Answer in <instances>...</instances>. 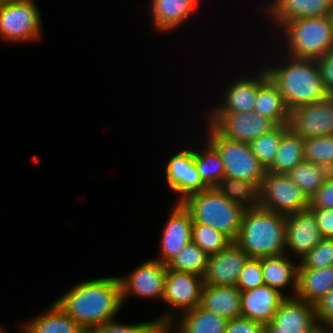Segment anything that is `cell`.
I'll return each instance as SVG.
<instances>
[{
	"instance_id": "24",
	"label": "cell",
	"mask_w": 333,
	"mask_h": 333,
	"mask_svg": "<svg viewBox=\"0 0 333 333\" xmlns=\"http://www.w3.org/2000/svg\"><path fill=\"white\" fill-rule=\"evenodd\" d=\"M26 333H87L56 302L50 310L25 324Z\"/></svg>"
},
{
	"instance_id": "36",
	"label": "cell",
	"mask_w": 333,
	"mask_h": 333,
	"mask_svg": "<svg viewBox=\"0 0 333 333\" xmlns=\"http://www.w3.org/2000/svg\"><path fill=\"white\" fill-rule=\"evenodd\" d=\"M192 242L208 255H212L223 250L232 241L213 227L204 224H193Z\"/></svg>"
},
{
	"instance_id": "27",
	"label": "cell",
	"mask_w": 333,
	"mask_h": 333,
	"mask_svg": "<svg viewBox=\"0 0 333 333\" xmlns=\"http://www.w3.org/2000/svg\"><path fill=\"white\" fill-rule=\"evenodd\" d=\"M304 161V139L290 129L282 136L274 163L269 172L288 174Z\"/></svg>"
},
{
	"instance_id": "29",
	"label": "cell",
	"mask_w": 333,
	"mask_h": 333,
	"mask_svg": "<svg viewBox=\"0 0 333 333\" xmlns=\"http://www.w3.org/2000/svg\"><path fill=\"white\" fill-rule=\"evenodd\" d=\"M331 171L323 165L303 161L292 169L288 176L295 182L310 199L322 186Z\"/></svg>"
},
{
	"instance_id": "46",
	"label": "cell",
	"mask_w": 333,
	"mask_h": 333,
	"mask_svg": "<svg viewBox=\"0 0 333 333\" xmlns=\"http://www.w3.org/2000/svg\"><path fill=\"white\" fill-rule=\"evenodd\" d=\"M330 21H331V25H332V37H333V12L330 15Z\"/></svg>"
},
{
	"instance_id": "42",
	"label": "cell",
	"mask_w": 333,
	"mask_h": 333,
	"mask_svg": "<svg viewBox=\"0 0 333 333\" xmlns=\"http://www.w3.org/2000/svg\"><path fill=\"white\" fill-rule=\"evenodd\" d=\"M317 321H322L326 327L333 326V289L330 290L316 305Z\"/></svg>"
},
{
	"instance_id": "21",
	"label": "cell",
	"mask_w": 333,
	"mask_h": 333,
	"mask_svg": "<svg viewBox=\"0 0 333 333\" xmlns=\"http://www.w3.org/2000/svg\"><path fill=\"white\" fill-rule=\"evenodd\" d=\"M333 289V266L324 269L298 268L295 298L316 305Z\"/></svg>"
},
{
	"instance_id": "23",
	"label": "cell",
	"mask_w": 333,
	"mask_h": 333,
	"mask_svg": "<svg viewBox=\"0 0 333 333\" xmlns=\"http://www.w3.org/2000/svg\"><path fill=\"white\" fill-rule=\"evenodd\" d=\"M254 112L269 118L276 125H287L289 122L290 111L278 87L269 77L258 87Z\"/></svg>"
},
{
	"instance_id": "39",
	"label": "cell",
	"mask_w": 333,
	"mask_h": 333,
	"mask_svg": "<svg viewBox=\"0 0 333 333\" xmlns=\"http://www.w3.org/2000/svg\"><path fill=\"white\" fill-rule=\"evenodd\" d=\"M309 209H333V175L330 174L309 199Z\"/></svg>"
},
{
	"instance_id": "32",
	"label": "cell",
	"mask_w": 333,
	"mask_h": 333,
	"mask_svg": "<svg viewBox=\"0 0 333 333\" xmlns=\"http://www.w3.org/2000/svg\"><path fill=\"white\" fill-rule=\"evenodd\" d=\"M209 255L194 242H190L166 264L167 269L190 272L203 276Z\"/></svg>"
},
{
	"instance_id": "37",
	"label": "cell",
	"mask_w": 333,
	"mask_h": 333,
	"mask_svg": "<svg viewBox=\"0 0 333 333\" xmlns=\"http://www.w3.org/2000/svg\"><path fill=\"white\" fill-rule=\"evenodd\" d=\"M300 262L298 268L324 269L333 266V239L323 238Z\"/></svg>"
},
{
	"instance_id": "11",
	"label": "cell",
	"mask_w": 333,
	"mask_h": 333,
	"mask_svg": "<svg viewBox=\"0 0 333 333\" xmlns=\"http://www.w3.org/2000/svg\"><path fill=\"white\" fill-rule=\"evenodd\" d=\"M317 325L316 306L291 296L281 303L265 333H309Z\"/></svg>"
},
{
	"instance_id": "9",
	"label": "cell",
	"mask_w": 333,
	"mask_h": 333,
	"mask_svg": "<svg viewBox=\"0 0 333 333\" xmlns=\"http://www.w3.org/2000/svg\"><path fill=\"white\" fill-rule=\"evenodd\" d=\"M214 115V116H213ZM210 124L225 138L250 143L277 125L254 111L213 112Z\"/></svg>"
},
{
	"instance_id": "22",
	"label": "cell",
	"mask_w": 333,
	"mask_h": 333,
	"mask_svg": "<svg viewBox=\"0 0 333 333\" xmlns=\"http://www.w3.org/2000/svg\"><path fill=\"white\" fill-rule=\"evenodd\" d=\"M268 77L266 70L255 79L236 81L226 92L225 103L214 112H250L254 111L259 85Z\"/></svg>"
},
{
	"instance_id": "33",
	"label": "cell",
	"mask_w": 333,
	"mask_h": 333,
	"mask_svg": "<svg viewBox=\"0 0 333 333\" xmlns=\"http://www.w3.org/2000/svg\"><path fill=\"white\" fill-rule=\"evenodd\" d=\"M288 130V124L277 125L270 132L249 143L253 154L266 170L274 163L280 140Z\"/></svg>"
},
{
	"instance_id": "17",
	"label": "cell",
	"mask_w": 333,
	"mask_h": 333,
	"mask_svg": "<svg viewBox=\"0 0 333 333\" xmlns=\"http://www.w3.org/2000/svg\"><path fill=\"white\" fill-rule=\"evenodd\" d=\"M287 297L267 285L241 291V317L266 326Z\"/></svg>"
},
{
	"instance_id": "1",
	"label": "cell",
	"mask_w": 333,
	"mask_h": 333,
	"mask_svg": "<svg viewBox=\"0 0 333 333\" xmlns=\"http://www.w3.org/2000/svg\"><path fill=\"white\" fill-rule=\"evenodd\" d=\"M56 303L86 332L112 320L123 304L119 278H100L77 285Z\"/></svg>"
},
{
	"instance_id": "12",
	"label": "cell",
	"mask_w": 333,
	"mask_h": 333,
	"mask_svg": "<svg viewBox=\"0 0 333 333\" xmlns=\"http://www.w3.org/2000/svg\"><path fill=\"white\" fill-rule=\"evenodd\" d=\"M250 257L232 241L223 250L209 255L203 274L204 285L236 286L239 274Z\"/></svg>"
},
{
	"instance_id": "18",
	"label": "cell",
	"mask_w": 333,
	"mask_h": 333,
	"mask_svg": "<svg viewBox=\"0 0 333 333\" xmlns=\"http://www.w3.org/2000/svg\"><path fill=\"white\" fill-rule=\"evenodd\" d=\"M163 230L161 263L167 264L173 256L192 241L193 220L190 212L182 205L177 203L169 216Z\"/></svg>"
},
{
	"instance_id": "16",
	"label": "cell",
	"mask_w": 333,
	"mask_h": 333,
	"mask_svg": "<svg viewBox=\"0 0 333 333\" xmlns=\"http://www.w3.org/2000/svg\"><path fill=\"white\" fill-rule=\"evenodd\" d=\"M286 247L303 258L322 239L314 212L307 208L286 215Z\"/></svg>"
},
{
	"instance_id": "19",
	"label": "cell",
	"mask_w": 333,
	"mask_h": 333,
	"mask_svg": "<svg viewBox=\"0 0 333 333\" xmlns=\"http://www.w3.org/2000/svg\"><path fill=\"white\" fill-rule=\"evenodd\" d=\"M201 308L227 320L241 317V290L237 286L204 285Z\"/></svg>"
},
{
	"instance_id": "2",
	"label": "cell",
	"mask_w": 333,
	"mask_h": 333,
	"mask_svg": "<svg viewBox=\"0 0 333 333\" xmlns=\"http://www.w3.org/2000/svg\"><path fill=\"white\" fill-rule=\"evenodd\" d=\"M286 216L261 206L247 208L236 243L250 258L284 254Z\"/></svg>"
},
{
	"instance_id": "30",
	"label": "cell",
	"mask_w": 333,
	"mask_h": 333,
	"mask_svg": "<svg viewBox=\"0 0 333 333\" xmlns=\"http://www.w3.org/2000/svg\"><path fill=\"white\" fill-rule=\"evenodd\" d=\"M215 189L232 203L239 204L246 209L259 205V189L251 182L224 178Z\"/></svg>"
},
{
	"instance_id": "6",
	"label": "cell",
	"mask_w": 333,
	"mask_h": 333,
	"mask_svg": "<svg viewBox=\"0 0 333 333\" xmlns=\"http://www.w3.org/2000/svg\"><path fill=\"white\" fill-rule=\"evenodd\" d=\"M210 126L208 141L222 158L224 178L251 182L259 189L267 170L253 154L249 143L227 139Z\"/></svg>"
},
{
	"instance_id": "4",
	"label": "cell",
	"mask_w": 333,
	"mask_h": 333,
	"mask_svg": "<svg viewBox=\"0 0 333 333\" xmlns=\"http://www.w3.org/2000/svg\"><path fill=\"white\" fill-rule=\"evenodd\" d=\"M182 205L190 212L193 224H204L236 241L246 208L232 203L215 188L189 195Z\"/></svg>"
},
{
	"instance_id": "3",
	"label": "cell",
	"mask_w": 333,
	"mask_h": 333,
	"mask_svg": "<svg viewBox=\"0 0 333 333\" xmlns=\"http://www.w3.org/2000/svg\"><path fill=\"white\" fill-rule=\"evenodd\" d=\"M289 111L321 101L330 94L320 78L316 59L293 58L288 66L267 68Z\"/></svg>"
},
{
	"instance_id": "13",
	"label": "cell",
	"mask_w": 333,
	"mask_h": 333,
	"mask_svg": "<svg viewBox=\"0 0 333 333\" xmlns=\"http://www.w3.org/2000/svg\"><path fill=\"white\" fill-rule=\"evenodd\" d=\"M203 287L201 275L167 269L163 299L174 308L188 311L200 305Z\"/></svg>"
},
{
	"instance_id": "20",
	"label": "cell",
	"mask_w": 333,
	"mask_h": 333,
	"mask_svg": "<svg viewBox=\"0 0 333 333\" xmlns=\"http://www.w3.org/2000/svg\"><path fill=\"white\" fill-rule=\"evenodd\" d=\"M270 7V15L283 25L302 17L330 16L333 12V0H275Z\"/></svg>"
},
{
	"instance_id": "14",
	"label": "cell",
	"mask_w": 333,
	"mask_h": 333,
	"mask_svg": "<svg viewBox=\"0 0 333 333\" xmlns=\"http://www.w3.org/2000/svg\"><path fill=\"white\" fill-rule=\"evenodd\" d=\"M165 173L168 185L181 195L178 203L189 195L208 189L197 171L194 152L190 149L172 156L167 163Z\"/></svg>"
},
{
	"instance_id": "41",
	"label": "cell",
	"mask_w": 333,
	"mask_h": 333,
	"mask_svg": "<svg viewBox=\"0 0 333 333\" xmlns=\"http://www.w3.org/2000/svg\"><path fill=\"white\" fill-rule=\"evenodd\" d=\"M316 63L325 89L333 95V48L323 57L317 58Z\"/></svg>"
},
{
	"instance_id": "8",
	"label": "cell",
	"mask_w": 333,
	"mask_h": 333,
	"mask_svg": "<svg viewBox=\"0 0 333 333\" xmlns=\"http://www.w3.org/2000/svg\"><path fill=\"white\" fill-rule=\"evenodd\" d=\"M41 17L33 0H15L0 5V37L26 41L40 36Z\"/></svg>"
},
{
	"instance_id": "5",
	"label": "cell",
	"mask_w": 333,
	"mask_h": 333,
	"mask_svg": "<svg viewBox=\"0 0 333 333\" xmlns=\"http://www.w3.org/2000/svg\"><path fill=\"white\" fill-rule=\"evenodd\" d=\"M293 58L317 59L333 48L330 16L302 17L282 25Z\"/></svg>"
},
{
	"instance_id": "34",
	"label": "cell",
	"mask_w": 333,
	"mask_h": 333,
	"mask_svg": "<svg viewBox=\"0 0 333 333\" xmlns=\"http://www.w3.org/2000/svg\"><path fill=\"white\" fill-rule=\"evenodd\" d=\"M171 318H173L172 314L166 313L160 319L135 325H121L109 320L87 333H160L164 328L171 330L172 326L170 324H173Z\"/></svg>"
},
{
	"instance_id": "35",
	"label": "cell",
	"mask_w": 333,
	"mask_h": 333,
	"mask_svg": "<svg viewBox=\"0 0 333 333\" xmlns=\"http://www.w3.org/2000/svg\"><path fill=\"white\" fill-rule=\"evenodd\" d=\"M304 160L333 168V135L304 138Z\"/></svg>"
},
{
	"instance_id": "28",
	"label": "cell",
	"mask_w": 333,
	"mask_h": 333,
	"mask_svg": "<svg viewBox=\"0 0 333 333\" xmlns=\"http://www.w3.org/2000/svg\"><path fill=\"white\" fill-rule=\"evenodd\" d=\"M178 333H224L227 319L197 306L184 311Z\"/></svg>"
},
{
	"instance_id": "31",
	"label": "cell",
	"mask_w": 333,
	"mask_h": 333,
	"mask_svg": "<svg viewBox=\"0 0 333 333\" xmlns=\"http://www.w3.org/2000/svg\"><path fill=\"white\" fill-rule=\"evenodd\" d=\"M207 150L203 153L194 152L197 171L208 188H215L224 179V164L216 148L208 142Z\"/></svg>"
},
{
	"instance_id": "43",
	"label": "cell",
	"mask_w": 333,
	"mask_h": 333,
	"mask_svg": "<svg viewBox=\"0 0 333 333\" xmlns=\"http://www.w3.org/2000/svg\"><path fill=\"white\" fill-rule=\"evenodd\" d=\"M323 238L333 239V209H311Z\"/></svg>"
},
{
	"instance_id": "10",
	"label": "cell",
	"mask_w": 333,
	"mask_h": 333,
	"mask_svg": "<svg viewBox=\"0 0 333 333\" xmlns=\"http://www.w3.org/2000/svg\"><path fill=\"white\" fill-rule=\"evenodd\" d=\"M288 126L303 139L333 135V95L291 110Z\"/></svg>"
},
{
	"instance_id": "47",
	"label": "cell",
	"mask_w": 333,
	"mask_h": 333,
	"mask_svg": "<svg viewBox=\"0 0 333 333\" xmlns=\"http://www.w3.org/2000/svg\"><path fill=\"white\" fill-rule=\"evenodd\" d=\"M169 330L167 328H164L160 333H168Z\"/></svg>"
},
{
	"instance_id": "48",
	"label": "cell",
	"mask_w": 333,
	"mask_h": 333,
	"mask_svg": "<svg viewBox=\"0 0 333 333\" xmlns=\"http://www.w3.org/2000/svg\"><path fill=\"white\" fill-rule=\"evenodd\" d=\"M329 329V333H333V326H331V330H330V328H328Z\"/></svg>"
},
{
	"instance_id": "7",
	"label": "cell",
	"mask_w": 333,
	"mask_h": 333,
	"mask_svg": "<svg viewBox=\"0 0 333 333\" xmlns=\"http://www.w3.org/2000/svg\"><path fill=\"white\" fill-rule=\"evenodd\" d=\"M259 206L290 215L309 207V199L288 174L266 171L259 187Z\"/></svg>"
},
{
	"instance_id": "45",
	"label": "cell",
	"mask_w": 333,
	"mask_h": 333,
	"mask_svg": "<svg viewBox=\"0 0 333 333\" xmlns=\"http://www.w3.org/2000/svg\"><path fill=\"white\" fill-rule=\"evenodd\" d=\"M12 1H15V0H0V5L1 4H7V3H10Z\"/></svg>"
},
{
	"instance_id": "44",
	"label": "cell",
	"mask_w": 333,
	"mask_h": 333,
	"mask_svg": "<svg viewBox=\"0 0 333 333\" xmlns=\"http://www.w3.org/2000/svg\"><path fill=\"white\" fill-rule=\"evenodd\" d=\"M309 333H329L328 329H324L323 326L317 325L315 328H313Z\"/></svg>"
},
{
	"instance_id": "25",
	"label": "cell",
	"mask_w": 333,
	"mask_h": 333,
	"mask_svg": "<svg viewBox=\"0 0 333 333\" xmlns=\"http://www.w3.org/2000/svg\"><path fill=\"white\" fill-rule=\"evenodd\" d=\"M197 0H152L153 22L158 29L172 30L196 8Z\"/></svg>"
},
{
	"instance_id": "26",
	"label": "cell",
	"mask_w": 333,
	"mask_h": 333,
	"mask_svg": "<svg viewBox=\"0 0 333 333\" xmlns=\"http://www.w3.org/2000/svg\"><path fill=\"white\" fill-rule=\"evenodd\" d=\"M278 256L262 257V270L265 285L280 291V288L293 282V291H297L298 264L295 266L284 257Z\"/></svg>"
},
{
	"instance_id": "38",
	"label": "cell",
	"mask_w": 333,
	"mask_h": 333,
	"mask_svg": "<svg viewBox=\"0 0 333 333\" xmlns=\"http://www.w3.org/2000/svg\"><path fill=\"white\" fill-rule=\"evenodd\" d=\"M265 285L262 258H249L239 274L237 287L241 291L258 288Z\"/></svg>"
},
{
	"instance_id": "15",
	"label": "cell",
	"mask_w": 333,
	"mask_h": 333,
	"mask_svg": "<svg viewBox=\"0 0 333 333\" xmlns=\"http://www.w3.org/2000/svg\"><path fill=\"white\" fill-rule=\"evenodd\" d=\"M167 265L158 260L143 263L127 278H119L122 301L129 292L144 297H160L163 299Z\"/></svg>"
},
{
	"instance_id": "40",
	"label": "cell",
	"mask_w": 333,
	"mask_h": 333,
	"mask_svg": "<svg viewBox=\"0 0 333 333\" xmlns=\"http://www.w3.org/2000/svg\"><path fill=\"white\" fill-rule=\"evenodd\" d=\"M224 333H265V326L259 322L239 317L228 320Z\"/></svg>"
}]
</instances>
